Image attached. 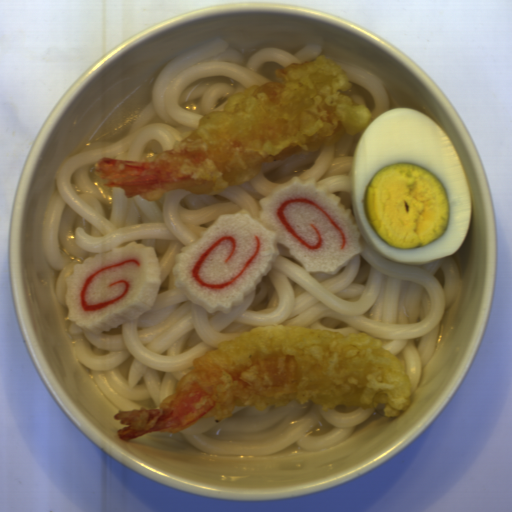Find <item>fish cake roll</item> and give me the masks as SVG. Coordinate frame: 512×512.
Instances as JSON below:
<instances>
[{
  "mask_svg": "<svg viewBox=\"0 0 512 512\" xmlns=\"http://www.w3.org/2000/svg\"><path fill=\"white\" fill-rule=\"evenodd\" d=\"M317 178L293 177L260 198L254 219L247 209L220 215L201 238L181 249L173 267L175 287L208 314L241 306L287 246L307 272L329 275L361 253V233L341 198Z\"/></svg>",
  "mask_w": 512,
  "mask_h": 512,
  "instance_id": "fish-cake-roll-1",
  "label": "fish cake roll"
},
{
  "mask_svg": "<svg viewBox=\"0 0 512 512\" xmlns=\"http://www.w3.org/2000/svg\"><path fill=\"white\" fill-rule=\"evenodd\" d=\"M66 284L70 323L99 335L150 311L162 274L154 247L136 241L74 264Z\"/></svg>",
  "mask_w": 512,
  "mask_h": 512,
  "instance_id": "fish-cake-roll-2",
  "label": "fish cake roll"
}]
</instances>
